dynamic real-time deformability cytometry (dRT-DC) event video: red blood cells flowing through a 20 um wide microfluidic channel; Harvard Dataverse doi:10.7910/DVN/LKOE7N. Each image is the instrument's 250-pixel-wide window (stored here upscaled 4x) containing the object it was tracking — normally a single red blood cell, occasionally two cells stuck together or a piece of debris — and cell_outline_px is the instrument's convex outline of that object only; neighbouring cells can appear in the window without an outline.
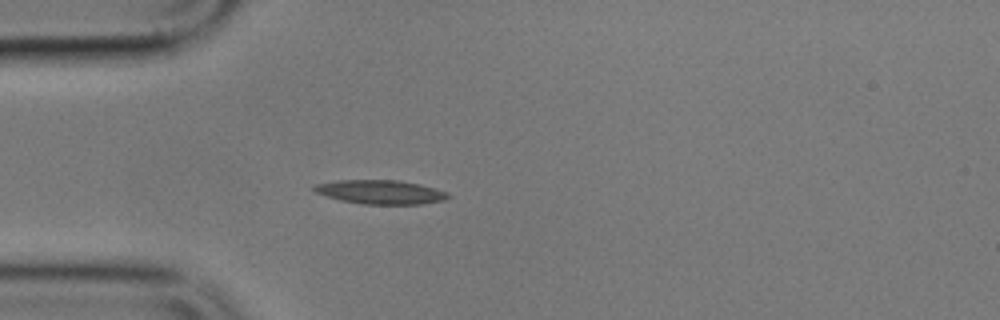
{"species": "common noctule bat (a hibernating species)", "species_latin": "Nyctalus noctula", "temperature_condition": "cold", "stored_images_in_passage": 5, "camera_frame_rate_fps": 3000, "um_per_image_px": 0.085, "animal": {"sex": "male", "body_mass_g": 17.9}, "frame": {"image": 1, "passage_image": 4, "time_ms": 3.667, "image_size_px": [1000, 320], "cell_outline_px": [[452, 196], [444, 200], [424, 204], [364, 204], [340, 200], [316, 192], [312, 188], [316, 184], [336, 180], [396, 180], [420, 184], [448, 192]], "centroid_in_image_um": [32.38, 16.32], "position_along_channel_um": 52.6, "area_um2": 18.67}}